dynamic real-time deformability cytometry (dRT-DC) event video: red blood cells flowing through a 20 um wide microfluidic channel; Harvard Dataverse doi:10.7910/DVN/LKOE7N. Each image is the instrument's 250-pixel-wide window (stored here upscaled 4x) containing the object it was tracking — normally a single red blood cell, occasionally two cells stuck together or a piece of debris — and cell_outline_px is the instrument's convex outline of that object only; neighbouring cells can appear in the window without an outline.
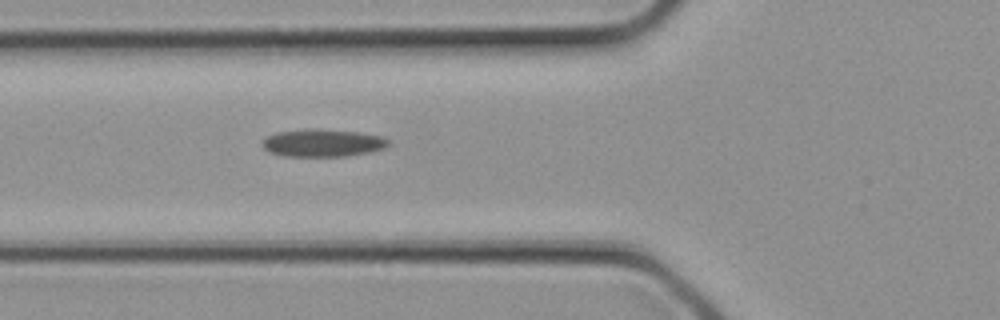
{"species": "common noctule bat (a hibernating species)", "species_latin": "Nyctalus noctula", "temperature_condition": "cold", "stored_images_in_passage": 3, "camera_frame_rate_fps": 3000, "um_per_image_px": 0.085, "animal": {"sex": "female", "body_mass_g": 21.9}, "frame": {"image": 1, "passage_image": 3, "time_ms": 0.667, "image_size_px": [1000, 320], "cell_outline_px": [[388, 144], [384, 148], [368, 152], [348, 156], [284, 156], [268, 152], [260, 144], [268, 136], [276, 132], [312, 128], [316, 128], [356, 132], [380, 136], [388, 140]], "centroid_in_image_um": [27.37, 12.15], "position_along_channel_um": 98.4, "area_um2": 20.17}}